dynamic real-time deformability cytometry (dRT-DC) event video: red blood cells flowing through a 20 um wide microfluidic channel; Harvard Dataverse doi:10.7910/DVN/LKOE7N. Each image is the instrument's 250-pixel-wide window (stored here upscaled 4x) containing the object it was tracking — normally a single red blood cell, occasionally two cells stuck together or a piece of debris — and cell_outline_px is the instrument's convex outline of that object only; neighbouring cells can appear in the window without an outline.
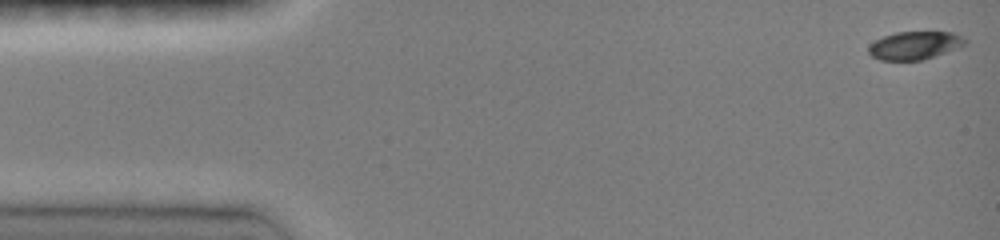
{"species": "common noctule bat (a hibernating species)", "species_latin": "Nyctalus noctula", "temperature_condition": "room temperature", "stored_images_in_passage": 46, "camera_frame_rate_fps": 3000, "um_per_image_px": 0.085, "animal": {"sex": "female", "body_mass_g": 19.0, "forearm_length_mm": 51.5}, "frame": {"image": 1, "passage_image": 1, "time_ms": 0.0, "image_size_px": [1000, 240], "cell_outline_px": [[968, 44], [960, 48], [920, 60], [880, 60], [872, 56], [868, 52], [868, 48], [876, 40], [884, 36], [896, 32], [952, 32], [968, 40]], "centroid_in_image_um": [77.79, 3.86], "position_along_channel_um": 7.2, "area_um2": 15.72}}
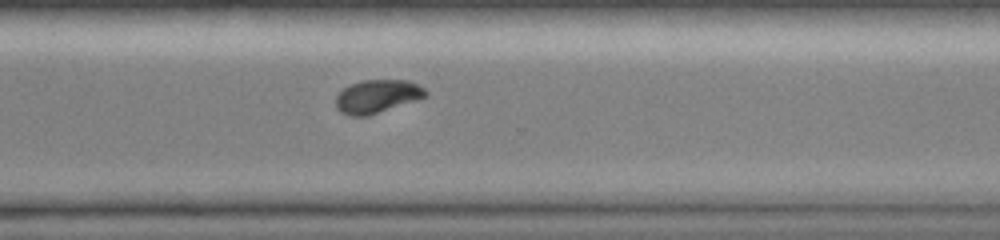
{"frame": {"image": 2, "passage_image": 34, "time_ms": 11.0, "image_size_px": [1000, 240], "cell_outline_px": [[428, 96], [368, 116], [352, 116], [340, 112], [336, 108], [336, 96], [344, 88], [352, 84], [364, 80], [408, 80], [424, 88], [428, 92]], "centroid_in_image_um": [32.07, 8.19], "position_along_channel_um": 338.5, "area_um2": 17.28}}
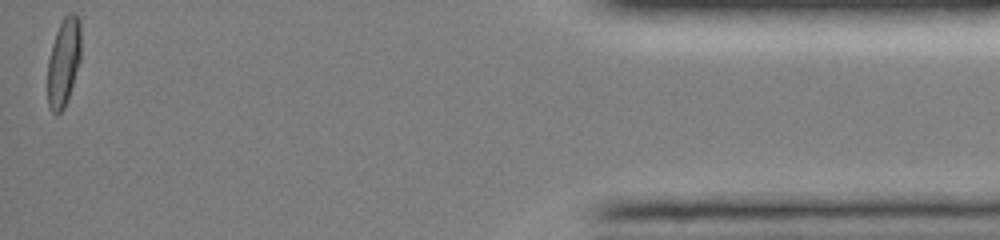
{"frame": {"image": 3, "passage_image": 46, "time_ms": 15.0, "image_size_px": [1000, 240], "cell_outline_px": [[80, 60], [64, 108], [56, 116], [48, 108], [48, 60], [52, 44], [56, 32], [64, 16], [68, 12], [76, 12], [80, 20]], "centroid_in_image_um": [5.4, 5.25], "position_along_channel_um": 429.8, "area_um2": 17.11}, "authors_computed_cell_mechanics": {"area_um2": 17.3689, "velocity_mm_per_s": 4.1185, "shape_relaxation_time_tau1_ms": 4.12, "shape_relaxation_time_tau2_ms": 3.7723, "deformation_change_tau1": 0.1689, "deformation_change_tau2": 0.0499}}